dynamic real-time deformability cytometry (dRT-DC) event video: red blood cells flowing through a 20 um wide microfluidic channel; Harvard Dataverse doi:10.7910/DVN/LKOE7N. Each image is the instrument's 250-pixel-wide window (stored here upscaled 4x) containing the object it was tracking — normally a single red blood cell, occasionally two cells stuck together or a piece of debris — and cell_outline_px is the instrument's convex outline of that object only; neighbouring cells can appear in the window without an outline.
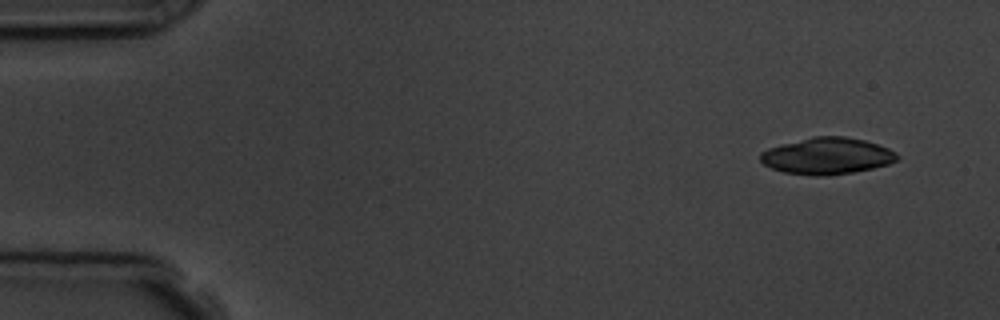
{"species": "common noctule bat (a hibernating species)", "species_latin": "Nyctalus noctula", "temperature_condition": "room temperature", "stored_images_in_passage": 7, "camera_frame_rate_fps": 3000, "um_per_image_px": 0.085, "animal": {"sex": "male", "body_mass_g": 19.5, "forearm_length_mm": 54.6}, "frame": {"image": 1, "passage_image": 1, "time_ms": 0.0, "image_size_px": [1000, 320], "cell_outline_px": [[900, 156], [896, 160], [888, 164], [872, 168], [852, 172], [824, 176], [816, 176], [784, 172], [772, 168], [764, 164], [760, 160], [760, 152], [768, 148], [812, 136], [844, 136], [864, 140], [888, 148], [896, 152]], "centroid_in_image_um": [70.29, 13.25], "position_along_channel_um": 14.7, "area_um2": 29.02}}